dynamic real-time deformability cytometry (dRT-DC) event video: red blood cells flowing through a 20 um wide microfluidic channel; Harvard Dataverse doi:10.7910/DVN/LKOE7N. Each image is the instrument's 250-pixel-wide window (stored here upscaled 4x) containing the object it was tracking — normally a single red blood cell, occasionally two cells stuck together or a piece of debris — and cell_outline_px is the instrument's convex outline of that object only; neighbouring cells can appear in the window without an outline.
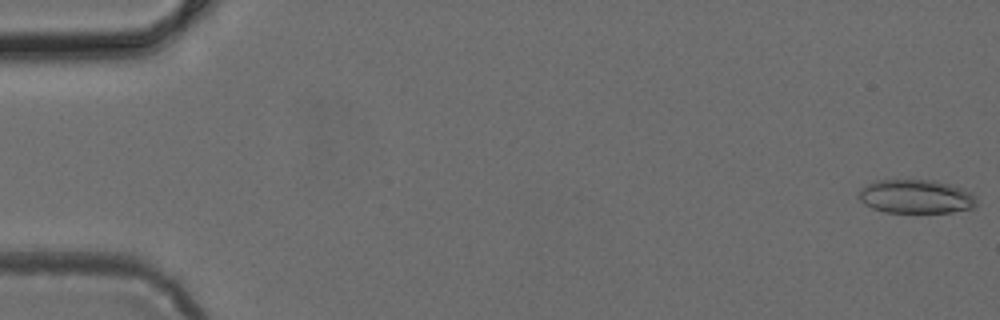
{"species": "common noctule bat (a hibernating species)", "species_latin": "Nyctalus noctula", "temperature_condition": "cold", "stored_images_in_passage": 49, "camera_frame_rate_fps": 3000, "um_per_image_px": 0.085, "animal": {"sex": "female", "body_mass_g": 24.6, "forearm_length_mm": 56.2}, "frame": {"image": 1, "passage_image": 1, "time_ms": 0.0, "image_size_px": [1000, 320], "cell_outline_px": [[976, 208], [952, 212], [884, 212], [872, 208], [864, 204], [856, 196], [860, 188], [876, 180], [936, 180], [972, 192], [976, 196]], "centroid_in_image_um": [77.85, 16.71], "position_along_channel_um": 7.2, "area_um2": 23.41}}
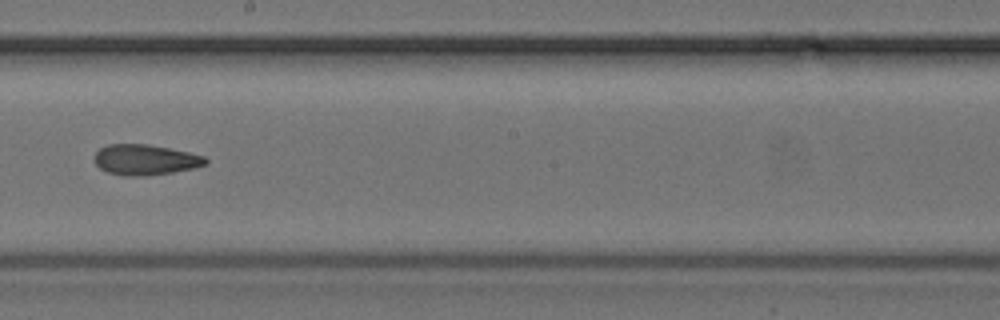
{"frame": {"image": 2, "passage_image": 28, "time_ms": 9.0, "image_size_px": [1000, 320], "cell_outline_px": [[208, 164], [196, 168], [172, 172], [144, 176], [124, 176], [108, 172], [100, 168], [92, 160], [92, 156], [100, 148], [108, 144], [148, 144], [188, 152], [204, 156], [208, 160]], "centroid_in_image_um": [12.33, 13.58], "position_along_channel_um": 235.9, "area_um2": 19.94}}
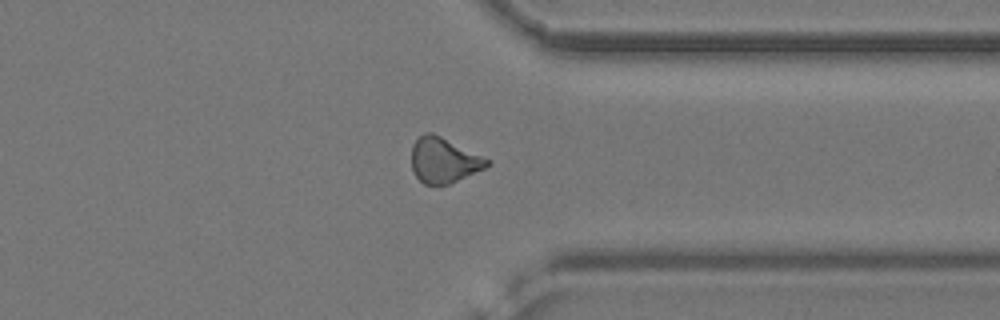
{"frame": {"image": 3, "passage_image": 38, "time_ms": 12.333, "image_size_px": [1000, 320], "cell_outline_px": [[492, 164], [484, 168], [448, 184], [424, 184], [416, 176], [412, 168], [412, 144], [424, 132], [432, 132], [492, 160]], "centroid_in_image_um": [37.73, 13.6], "position_along_channel_um": 373.7, "area_um2": 19.77}}